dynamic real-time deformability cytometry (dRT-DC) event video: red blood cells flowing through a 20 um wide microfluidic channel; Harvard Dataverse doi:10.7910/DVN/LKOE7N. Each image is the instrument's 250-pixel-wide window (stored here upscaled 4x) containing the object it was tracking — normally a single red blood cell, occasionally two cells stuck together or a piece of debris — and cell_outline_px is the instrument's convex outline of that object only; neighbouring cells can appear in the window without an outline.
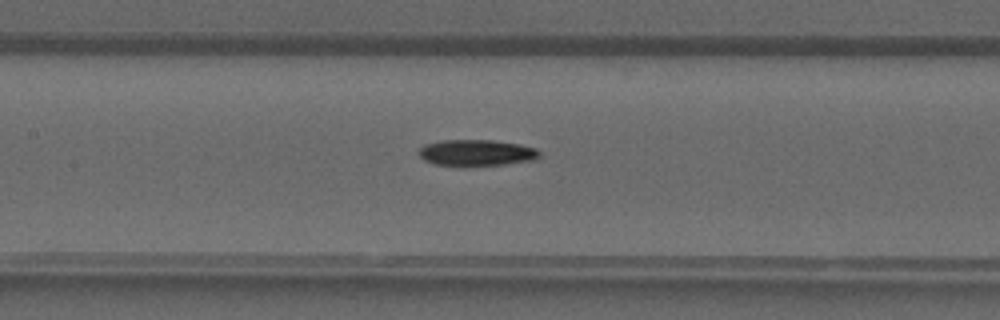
{"species": "common noctule bat (a hibernating species)", "species_latin": "Nyctalus noctula", "temperature_condition": "warm", "stored_images_in_passage": 40, "camera_frame_rate_fps": 3000, "um_per_image_px": 0.085, "animal": {"sex": "male", "forearm_length_mm": 52.5}, "frame": {"image": 1, "passage_image": 19, "time_ms": 6.0, "image_size_px": [1000, 320], "cell_outline_px": [[540, 156], [536, 160], [504, 164], [436, 164], [424, 160], [420, 156], [420, 148], [424, 144], [444, 140], [492, 140], [520, 144], [536, 148], [540, 152]], "centroid_in_image_um": [40.56, 12.95], "position_along_channel_um": 166.8, "area_um2": 17.98}}
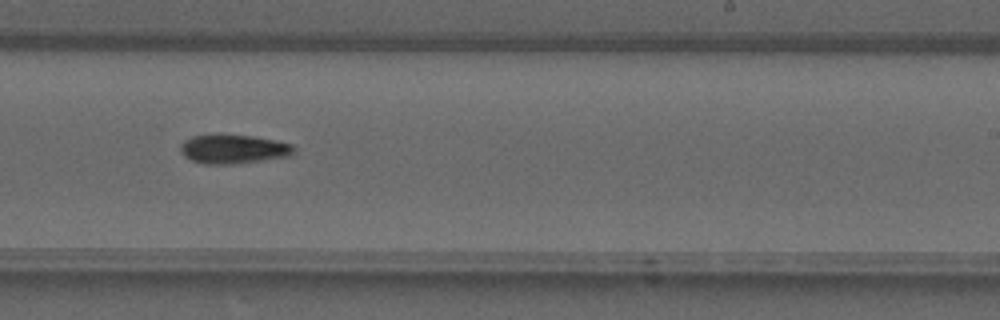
{"frame": {"image": 2, "passage_image": 25, "time_ms": 8.0, "image_size_px": [1000, 320], "cell_outline_px": [[296, 152], [292, 156], [264, 160], [232, 164], [204, 164], [192, 160], [184, 156], [180, 152], [180, 144], [184, 140], [192, 136], [252, 136], [276, 140], [292, 144], [296, 148]], "centroid_in_image_um": [19.89, 12.7], "position_along_channel_um": 269.1, "area_um2": 19.07}}
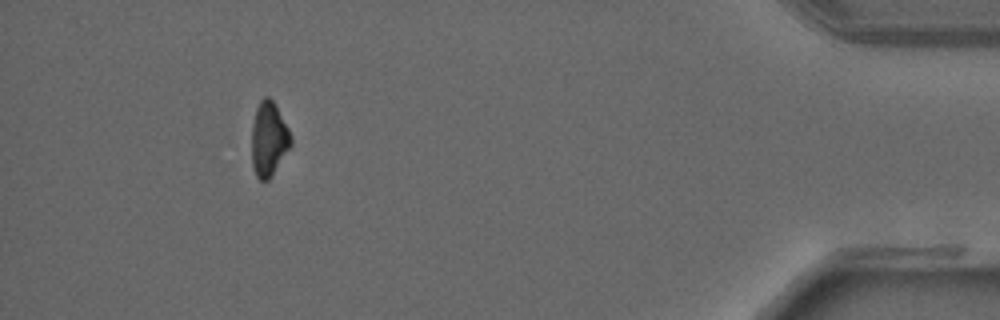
{"frame": {"image": 3, "passage_image": 37, "time_ms": 12.0, "image_size_px": [1000, 320], "cell_outline_px": [[292, 144], [272, 176], [268, 180], [260, 180], [256, 176], [252, 164], [252, 124], [256, 108], [260, 100], [264, 96], [268, 96], [272, 100], [288, 128], [292, 136]], "centroid_in_image_um": [22.84, 11.83], "position_along_channel_um": 412.4, "area_um2": 16.94}}